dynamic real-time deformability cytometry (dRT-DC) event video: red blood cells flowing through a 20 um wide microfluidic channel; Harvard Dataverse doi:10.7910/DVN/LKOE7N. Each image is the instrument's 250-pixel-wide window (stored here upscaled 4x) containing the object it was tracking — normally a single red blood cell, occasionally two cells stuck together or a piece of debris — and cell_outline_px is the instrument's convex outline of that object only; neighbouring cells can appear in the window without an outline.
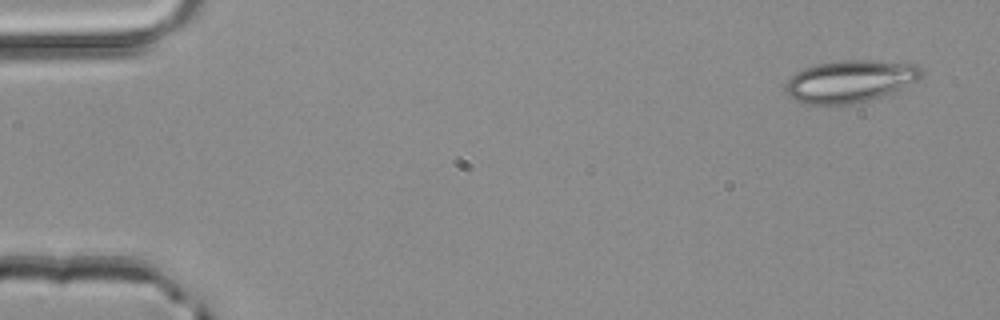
{"species": "common noctule bat (a hibernating species)", "species_latin": "Nyctalus noctula", "temperature_condition": "room temperature", "stored_images_in_passage": 3, "camera_frame_rate_fps": 3000, "um_per_image_px": 0.085, "animal": {"sex": "male", "body_mass_g": 20.4}, "frame": {"image": 1, "passage_image": 1, "time_ms": 0.0, "image_size_px": [1000, 320], "cell_outline_px": [[924, 72], [916, 80], [900, 88], [880, 96], [868, 100], [848, 104], [804, 104], [792, 100], [784, 88], [784, 84], [796, 72], [804, 68], [820, 64], [844, 60], [872, 60], [916, 64]], "centroid_in_image_um": [72.2, 6.9], "position_along_channel_um": 12.8, "area_um2": 33.0}}